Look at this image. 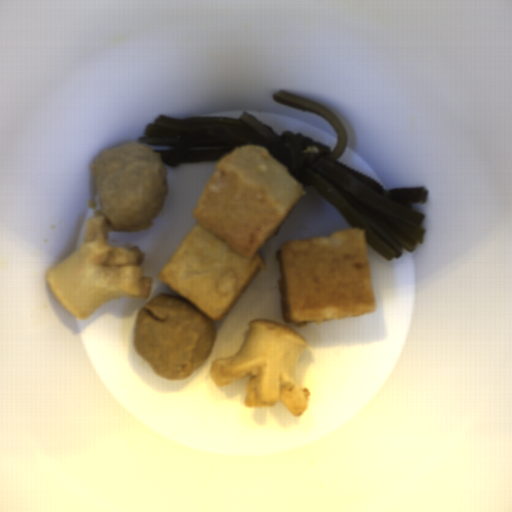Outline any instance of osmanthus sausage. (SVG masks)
Here are the masks:
<instances>
[{"instance_id":"a09e9dec","label":"osmanthus sausage","mask_w":512,"mask_h":512,"mask_svg":"<svg viewBox=\"0 0 512 512\" xmlns=\"http://www.w3.org/2000/svg\"><path fill=\"white\" fill-rule=\"evenodd\" d=\"M308 341L302 333L272 319L249 322L247 338L232 356L214 358L209 373L216 387L246 379L244 406L280 402L294 417L304 415L311 391L298 381L297 364Z\"/></svg>"},{"instance_id":"d35146e8","label":"osmanthus sausage","mask_w":512,"mask_h":512,"mask_svg":"<svg viewBox=\"0 0 512 512\" xmlns=\"http://www.w3.org/2000/svg\"><path fill=\"white\" fill-rule=\"evenodd\" d=\"M109 231L104 216H90L82 245L46 271L52 295L76 321L109 301L151 295L154 278L141 266L147 253L137 245L111 246Z\"/></svg>"}]
</instances>
